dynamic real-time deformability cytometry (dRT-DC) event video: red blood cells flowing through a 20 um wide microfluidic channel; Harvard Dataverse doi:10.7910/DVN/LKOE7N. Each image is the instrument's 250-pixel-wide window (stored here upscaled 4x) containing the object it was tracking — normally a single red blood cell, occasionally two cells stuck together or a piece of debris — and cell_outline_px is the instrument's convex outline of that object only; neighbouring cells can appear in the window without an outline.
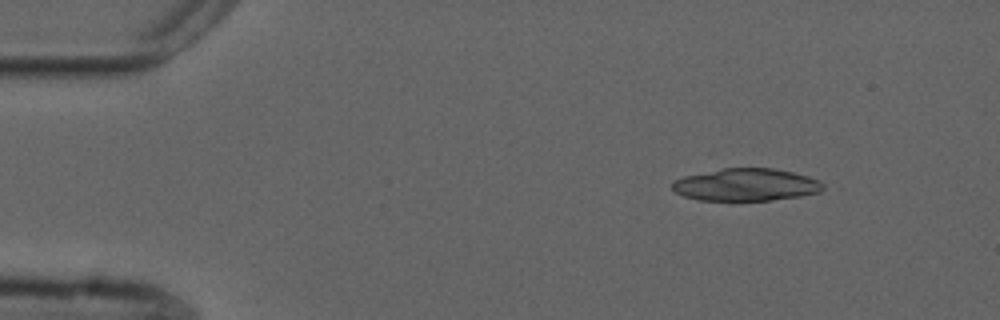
{"species": "common noctule bat (a hibernating species)", "species_latin": "Nyctalus noctula", "temperature_condition": "cold", "stored_images_in_passage": 48, "camera_frame_rate_fps": 3000, "um_per_image_px": 0.085, "animal": {"sex": "male", "forearm_length_mm": 52.5}, "frame": {"image": 1, "passage_image": 1, "time_ms": 0.0, "image_size_px": [1000, 320], "cell_outline_px": [[828, 188], [820, 192], [800, 196], [772, 200], [700, 200], [684, 196], [676, 192], [672, 188], [672, 180], [684, 176], [720, 168], [772, 168], [792, 172], [808, 176], [820, 180]], "centroid_in_image_um": [63.44, 15.7], "position_along_channel_um": 21.6, "area_um2": 28.67}}